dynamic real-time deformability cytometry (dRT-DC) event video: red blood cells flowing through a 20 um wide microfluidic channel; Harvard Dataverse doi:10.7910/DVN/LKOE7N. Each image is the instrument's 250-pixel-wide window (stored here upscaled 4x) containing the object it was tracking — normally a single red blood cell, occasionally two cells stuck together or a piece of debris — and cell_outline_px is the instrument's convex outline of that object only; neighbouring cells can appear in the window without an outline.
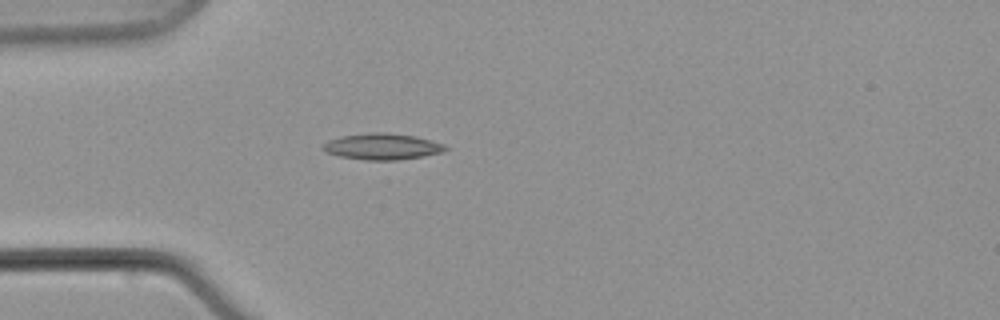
{"species": "common noctule bat (a hibernating species)", "species_latin": "Nyctalus noctula", "temperature_condition": "warm", "stored_images_in_passage": 6, "camera_frame_rate_fps": 3000, "um_per_image_px": 0.085, "animal": {"sex": "male", "body_mass_g": 21.5, "forearm_length_mm": 52.0}, "frame": {"image": 1, "passage_image": 3, "time_ms": 6.333, "image_size_px": [1000, 320], "cell_outline_px": [[448, 148], [444, 152], [396, 160], [368, 160], [340, 156], [324, 152], [320, 148], [328, 140], [340, 136], [368, 132], [384, 132], [416, 136], [444, 144]], "centroid_in_image_um": [32.45, 12.44], "position_along_channel_um": 52.5, "area_um2": 18.73}}
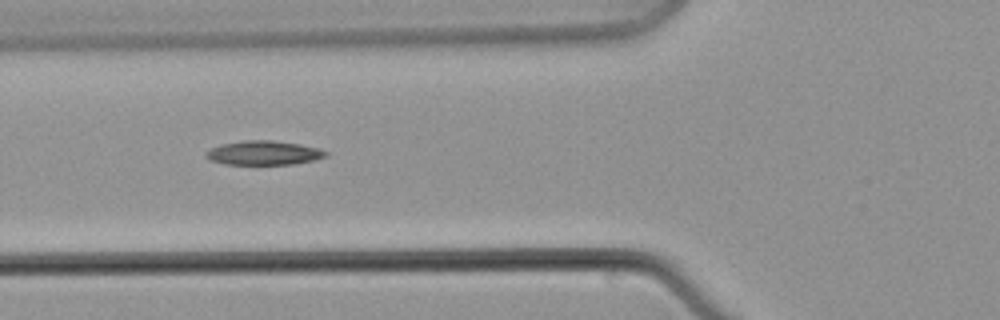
{"frame": {"image": 2, "passage_image": 5, "time_ms": 8.667, "image_size_px": [1000, 320], "cell_outline_px": [[328, 156], [312, 160], [292, 164], [224, 164], [208, 160], [204, 156], [204, 152], [220, 144], [244, 140], [272, 140], [300, 144], [316, 148], [328, 152]], "centroid_in_image_um": [22.35, 12.99], "position_along_channel_um": 103.4, "area_um2": 16.88}}
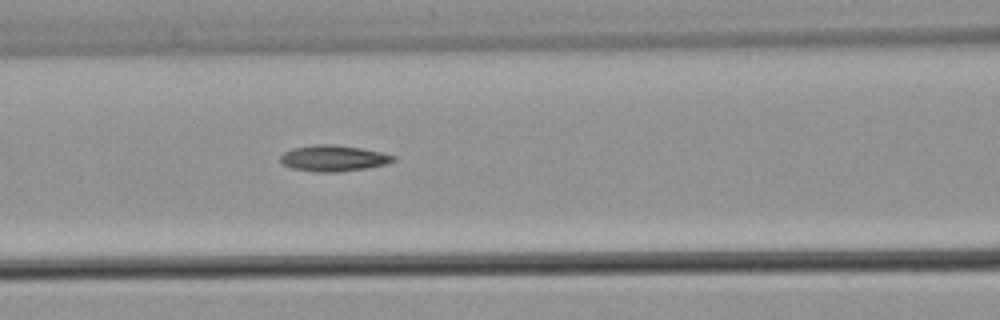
{"frame": {"image": 3, "passage_image": 6, "time_ms": 10.0, "image_size_px": [1000, 320], "cell_outline_px": [[396, 160], [388, 164], [368, 168], [340, 172], [316, 172], [292, 168], [284, 164], [280, 160], [280, 156], [284, 152], [292, 148], [312, 144], [332, 144], [360, 148], [380, 152], [396, 156]], "centroid_in_image_um": [28.36, 13.45], "position_along_channel_um": 138.2, "area_um2": 17.28}}